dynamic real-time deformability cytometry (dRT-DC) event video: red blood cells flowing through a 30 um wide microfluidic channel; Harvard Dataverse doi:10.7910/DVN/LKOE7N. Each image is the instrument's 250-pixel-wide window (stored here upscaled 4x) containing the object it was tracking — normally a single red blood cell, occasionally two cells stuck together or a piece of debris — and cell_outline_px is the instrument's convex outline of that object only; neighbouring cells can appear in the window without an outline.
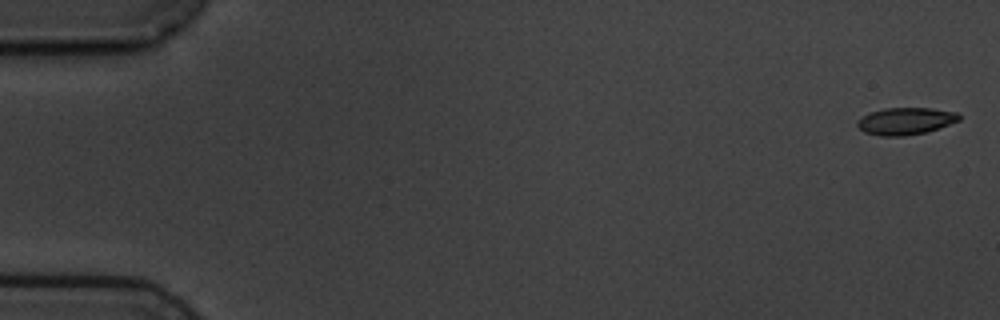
{"species": "common noctule bat (a hibernating species)", "species_latin": "Nyctalus noctula", "temperature_condition": "cold", "stored_images_in_passage": 5, "camera_frame_rate_fps": 3000, "um_per_image_px": 0.085, "animal": {"sex": "male", "body_mass_g": 19.5, "forearm_length_mm": 54.6}, "frame": {"image": 1, "passage_image": 1, "time_ms": 0.0, "image_size_px": [1000, 320], "cell_outline_px": [[960, 120], [924, 132], [904, 136], [880, 136], [864, 132], [856, 124], [856, 120], [868, 112], [884, 108], [932, 108], [956, 112], [960, 116]], "centroid_in_image_um": [76.91, 10.28], "position_along_channel_um": 8.1, "area_um2": 16.01}}
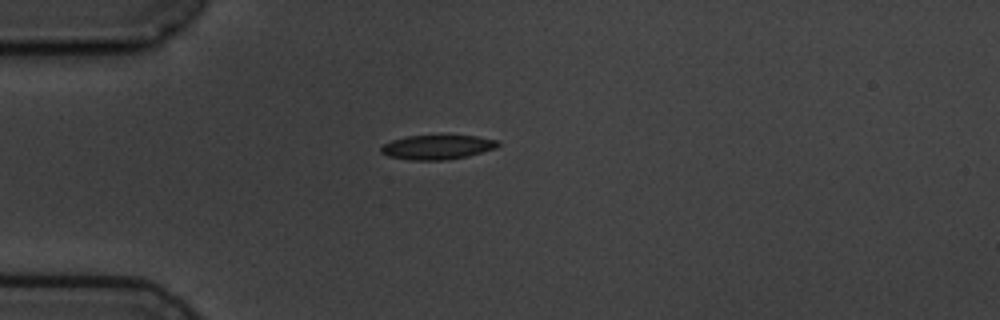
{"frame": {"image": 2, "passage_image": 5, "time_ms": 4.667, "image_size_px": [1000, 320], "cell_outline_px": [[500, 144], [496, 148], [468, 156], [448, 160], [408, 160], [388, 156], [380, 152], [380, 148], [384, 144], [392, 140], [408, 136], [476, 136], [500, 140]], "centroid_in_image_um": [37.19, 12.52], "position_along_channel_um": 47.8, "area_um2": 16.65}}